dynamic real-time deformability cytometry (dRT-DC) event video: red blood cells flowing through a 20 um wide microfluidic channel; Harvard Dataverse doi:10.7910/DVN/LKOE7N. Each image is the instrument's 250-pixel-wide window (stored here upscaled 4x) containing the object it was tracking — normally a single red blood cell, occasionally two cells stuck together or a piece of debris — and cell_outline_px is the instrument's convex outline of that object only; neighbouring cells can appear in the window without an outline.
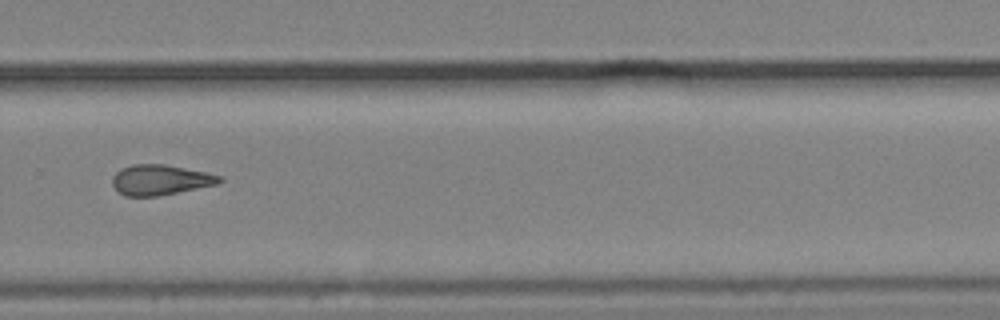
{"species": "common noctule bat (a hibernating species)", "species_latin": "Nyctalus noctula", "temperature_condition": "cold", "stored_images_in_passage": 14, "camera_frame_rate_fps": 3000, "um_per_image_px": 0.085, "animal": {"sex": "male", "body_mass_g": 19.2, "forearm_length_mm": 51.8}, "frame": {"image": 1, "passage_image": 10, "time_ms": 11.667, "image_size_px": [1000, 320], "cell_outline_px": [[224, 180], [220, 184], [160, 196], [124, 196], [112, 184], [112, 176], [120, 168], [132, 164], [164, 164], [208, 172], [224, 176]], "centroid_in_image_um": [13.69, 15.28], "position_along_channel_um": 316.1, "area_um2": 19.31}, "authors_computed_cell_mechanics": {"area_um2": 19.652, "velocity_mm_per_s": 3.668, "shape_relaxation_time_tau1_ms": 8.9703, "shape_relaxation_time_tau2_ms": null, "deformation_change_tau1": 0.1215, "deformation_change_tau2": null}}